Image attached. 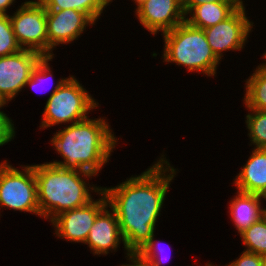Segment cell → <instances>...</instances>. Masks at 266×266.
I'll return each instance as SVG.
<instances>
[{"label":"cell","instance_id":"1","mask_svg":"<svg viewBox=\"0 0 266 266\" xmlns=\"http://www.w3.org/2000/svg\"><path fill=\"white\" fill-rule=\"evenodd\" d=\"M164 153L140 174L116 186H102L130 253H136L155 234L170 185L180 172Z\"/></svg>","mask_w":266,"mask_h":266},{"label":"cell","instance_id":"2","mask_svg":"<svg viewBox=\"0 0 266 266\" xmlns=\"http://www.w3.org/2000/svg\"><path fill=\"white\" fill-rule=\"evenodd\" d=\"M108 120L105 116L88 117L63 128L60 126L49 144L62 160L53 159L48 163L84 170L98 177L120 144Z\"/></svg>","mask_w":266,"mask_h":266},{"label":"cell","instance_id":"3","mask_svg":"<svg viewBox=\"0 0 266 266\" xmlns=\"http://www.w3.org/2000/svg\"><path fill=\"white\" fill-rule=\"evenodd\" d=\"M34 174L40 218L48 222L64 211L88 204L102 191L101 185L90 183L95 175L84 170L44 162L34 164Z\"/></svg>","mask_w":266,"mask_h":266},{"label":"cell","instance_id":"4","mask_svg":"<svg viewBox=\"0 0 266 266\" xmlns=\"http://www.w3.org/2000/svg\"><path fill=\"white\" fill-rule=\"evenodd\" d=\"M163 38L162 62L186 68L188 73L217 77L221 61L215 56L203 29L195 28L186 21L171 31L161 34Z\"/></svg>","mask_w":266,"mask_h":266},{"label":"cell","instance_id":"5","mask_svg":"<svg viewBox=\"0 0 266 266\" xmlns=\"http://www.w3.org/2000/svg\"><path fill=\"white\" fill-rule=\"evenodd\" d=\"M84 87L75 75H71L47 97L38 130L74 124L90 117L93 110L101 109V104Z\"/></svg>","mask_w":266,"mask_h":266},{"label":"cell","instance_id":"6","mask_svg":"<svg viewBox=\"0 0 266 266\" xmlns=\"http://www.w3.org/2000/svg\"><path fill=\"white\" fill-rule=\"evenodd\" d=\"M18 166L7 159L0 162V216L10 209L40 217L34 164Z\"/></svg>","mask_w":266,"mask_h":266},{"label":"cell","instance_id":"7","mask_svg":"<svg viewBox=\"0 0 266 266\" xmlns=\"http://www.w3.org/2000/svg\"><path fill=\"white\" fill-rule=\"evenodd\" d=\"M46 11L39 0H25L9 14L18 45L42 56H49Z\"/></svg>","mask_w":266,"mask_h":266},{"label":"cell","instance_id":"8","mask_svg":"<svg viewBox=\"0 0 266 266\" xmlns=\"http://www.w3.org/2000/svg\"><path fill=\"white\" fill-rule=\"evenodd\" d=\"M245 4L220 23L203 29L209 46L221 62L226 52L237 53L245 49L248 38L255 29L253 20L247 15Z\"/></svg>","mask_w":266,"mask_h":266},{"label":"cell","instance_id":"9","mask_svg":"<svg viewBox=\"0 0 266 266\" xmlns=\"http://www.w3.org/2000/svg\"><path fill=\"white\" fill-rule=\"evenodd\" d=\"M98 199L72 210L57 215L50 224L54 228L53 235L57 240L69 241L71 244H84L96 216L108 205L107 197L103 191L98 193Z\"/></svg>","mask_w":266,"mask_h":266},{"label":"cell","instance_id":"10","mask_svg":"<svg viewBox=\"0 0 266 266\" xmlns=\"http://www.w3.org/2000/svg\"><path fill=\"white\" fill-rule=\"evenodd\" d=\"M46 19L50 57H56L53 51L57 46L73 45L84 35L86 28L96 25L86 13L74 9L47 10Z\"/></svg>","mask_w":266,"mask_h":266},{"label":"cell","instance_id":"11","mask_svg":"<svg viewBox=\"0 0 266 266\" xmlns=\"http://www.w3.org/2000/svg\"><path fill=\"white\" fill-rule=\"evenodd\" d=\"M42 57L40 53L28 49L0 57V95L8 104L25 90L32 70Z\"/></svg>","mask_w":266,"mask_h":266},{"label":"cell","instance_id":"12","mask_svg":"<svg viewBox=\"0 0 266 266\" xmlns=\"http://www.w3.org/2000/svg\"><path fill=\"white\" fill-rule=\"evenodd\" d=\"M140 26L154 37L171 31L185 21L181 0H146L135 11Z\"/></svg>","mask_w":266,"mask_h":266},{"label":"cell","instance_id":"13","mask_svg":"<svg viewBox=\"0 0 266 266\" xmlns=\"http://www.w3.org/2000/svg\"><path fill=\"white\" fill-rule=\"evenodd\" d=\"M121 243L125 251L123 253L127 256L130 252L125 247V241L120 231L118 219L115 212L107 205L96 216L84 245L89 247V251L94 257L95 255L97 257L102 255L104 257L110 253H114L115 255Z\"/></svg>","mask_w":266,"mask_h":266},{"label":"cell","instance_id":"14","mask_svg":"<svg viewBox=\"0 0 266 266\" xmlns=\"http://www.w3.org/2000/svg\"><path fill=\"white\" fill-rule=\"evenodd\" d=\"M249 153L245 164L233 178V186H236V191L266 198V149L251 148Z\"/></svg>","mask_w":266,"mask_h":266},{"label":"cell","instance_id":"15","mask_svg":"<svg viewBox=\"0 0 266 266\" xmlns=\"http://www.w3.org/2000/svg\"><path fill=\"white\" fill-rule=\"evenodd\" d=\"M228 202L230 221L238 234L264 215L266 198L257 194L235 191ZM263 203V204H262Z\"/></svg>","mask_w":266,"mask_h":266},{"label":"cell","instance_id":"16","mask_svg":"<svg viewBox=\"0 0 266 266\" xmlns=\"http://www.w3.org/2000/svg\"><path fill=\"white\" fill-rule=\"evenodd\" d=\"M243 4L207 1L199 6L193 7L185 15V21L195 28L205 29L225 20Z\"/></svg>","mask_w":266,"mask_h":266},{"label":"cell","instance_id":"17","mask_svg":"<svg viewBox=\"0 0 266 266\" xmlns=\"http://www.w3.org/2000/svg\"><path fill=\"white\" fill-rule=\"evenodd\" d=\"M244 82L242 106L246 109L266 111V61L264 59Z\"/></svg>","mask_w":266,"mask_h":266},{"label":"cell","instance_id":"18","mask_svg":"<svg viewBox=\"0 0 266 266\" xmlns=\"http://www.w3.org/2000/svg\"><path fill=\"white\" fill-rule=\"evenodd\" d=\"M53 58L55 59V57L43 56L39 60V62L36 64L35 68L32 70L29 80L25 84L24 88L26 90L28 87H30L29 89L35 91L36 93H39V94L43 93L44 94V92H46V91L50 92L49 90L51 88L48 90L47 89L44 90V89H45V86L48 87V85L52 82L51 86H53V87H52L50 95H49V97H50L71 76V74H69L68 77H61V78L57 79V81H54L55 78H54V74H53V66L50 64V61L53 62V60H54Z\"/></svg>","mask_w":266,"mask_h":266},{"label":"cell","instance_id":"19","mask_svg":"<svg viewBox=\"0 0 266 266\" xmlns=\"http://www.w3.org/2000/svg\"><path fill=\"white\" fill-rule=\"evenodd\" d=\"M46 10L74 9L86 13L96 24L113 0H39Z\"/></svg>","mask_w":266,"mask_h":266},{"label":"cell","instance_id":"20","mask_svg":"<svg viewBox=\"0 0 266 266\" xmlns=\"http://www.w3.org/2000/svg\"><path fill=\"white\" fill-rule=\"evenodd\" d=\"M245 251L266 256V215L254 221L239 234Z\"/></svg>","mask_w":266,"mask_h":266},{"label":"cell","instance_id":"21","mask_svg":"<svg viewBox=\"0 0 266 266\" xmlns=\"http://www.w3.org/2000/svg\"><path fill=\"white\" fill-rule=\"evenodd\" d=\"M245 127L247 128L248 145L252 148L266 149V111L246 109Z\"/></svg>","mask_w":266,"mask_h":266},{"label":"cell","instance_id":"22","mask_svg":"<svg viewBox=\"0 0 266 266\" xmlns=\"http://www.w3.org/2000/svg\"><path fill=\"white\" fill-rule=\"evenodd\" d=\"M155 235L153 236L136 252L143 260L151 263L153 266H164V264H169L171 261V252L166 251L167 248H165L164 245H167V243H163L164 241L158 240L155 238ZM166 247H168L170 250L172 247L170 244H168ZM168 255H167V254Z\"/></svg>","mask_w":266,"mask_h":266},{"label":"cell","instance_id":"23","mask_svg":"<svg viewBox=\"0 0 266 266\" xmlns=\"http://www.w3.org/2000/svg\"><path fill=\"white\" fill-rule=\"evenodd\" d=\"M18 45L9 15L0 14V57L18 53Z\"/></svg>","mask_w":266,"mask_h":266},{"label":"cell","instance_id":"24","mask_svg":"<svg viewBox=\"0 0 266 266\" xmlns=\"http://www.w3.org/2000/svg\"><path fill=\"white\" fill-rule=\"evenodd\" d=\"M14 122L11 117H8L5 111H0V147L13 141L16 137L17 127H15Z\"/></svg>","mask_w":266,"mask_h":266},{"label":"cell","instance_id":"25","mask_svg":"<svg viewBox=\"0 0 266 266\" xmlns=\"http://www.w3.org/2000/svg\"><path fill=\"white\" fill-rule=\"evenodd\" d=\"M216 266H263V256L243 250L233 261Z\"/></svg>","mask_w":266,"mask_h":266},{"label":"cell","instance_id":"26","mask_svg":"<svg viewBox=\"0 0 266 266\" xmlns=\"http://www.w3.org/2000/svg\"><path fill=\"white\" fill-rule=\"evenodd\" d=\"M207 1L217 3H244V0H181L182 8L185 15L195 6H199Z\"/></svg>","mask_w":266,"mask_h":266},{"label":"cell","instance_id":"27","mask_svg":"<svg viewBox=\"0 0 266 266\" xmlns=\"http://www.w3.org/2000/svg\"><path fill=\"white\" fill-rule=\"evenodd\" d=\"M126 262L128 263H119L117 266H153L151 263L143 260L138 254L130 253L125 256Z\"/></svg>","mask_w":266,"mask_h":266},{"label":"cell","instance_id":"28","mask_svg":"<svg viewBox=\"0 0 266 266\" xmlns=\"http://www.w3.org/2000/svg\"><path fill=\"white\" fill-rule=\"evenodd\" d=\"M16 0H0V14L9 15L10 8L15 7Z\"/></svg>","mask_w":266,"mask_h":266},{"label":"cell","instance_id":"29","mask_svg":"<svg viewBox=\"0 0 266 266\" xmlns=\"http://www.w3.org/2000/svg\"><path fill=\"white\" fill-rule=\"evenodd\" d=\"M8 103L5 101V99L0 95V111H4V107H7ZM3 109V110H1Z\"/></svg>","mask_w":266,"mask_h":266},{"label":"cell","instance_id":"30","mask_svg":"<svg viewBox=\"0 0 266 266\" xmlns=\"http://www.w3.org/2000/svg\"><path fill=\"white\" fill-rule=\"evenodd\" d=\"M135 5V9H134V11L142 4V3H144L146 0H131Z\"/></svg>","mask_w":266,"mask_h":266},{"label":"cell","instance_id":"31","mask_svg":"<svg viewBox=\"0 0 266 266\" xmlns=\"http://www.w3.org/2000/svg\"><path fill=\"white\" fill-rule=\"evenodd\" d=\"M196 263H197V261L195 262V266H200L199 264L196 265ZM190 266H191V265H190ZM201 266H202V265H201ZM204 266H216V265H215V263H213V262H210V261L208 262V261H207V262L204 264Z\"/></svg>","mask_w":266,"mask_h":266},{"label":"cell","instance_id":"32","mask_svg":"<svg viewBox=\"0 0 266 266\" xmlns=\"http://www.w3.org/2000/svg\"><path fill=\"white\" fill-rule=\"evenodd\" d=\"M262 59H264L266 61V51L263 52V55L261 56Z\"/></svg>","mask_w":266,"mask_h":266},{"label":"cell","instance_id":"33","mask_svg":"<svg viewBox=\"0 0 266 266\" xmlns=\"http://www.w3.org/2000/svg\"><path fill=\"white\" fill-rule=\"evenodd\" d=\"M263 266H266V256L263 257Z\"/></svg>","mask_w":266,"mask_h":266}]
</instances>
